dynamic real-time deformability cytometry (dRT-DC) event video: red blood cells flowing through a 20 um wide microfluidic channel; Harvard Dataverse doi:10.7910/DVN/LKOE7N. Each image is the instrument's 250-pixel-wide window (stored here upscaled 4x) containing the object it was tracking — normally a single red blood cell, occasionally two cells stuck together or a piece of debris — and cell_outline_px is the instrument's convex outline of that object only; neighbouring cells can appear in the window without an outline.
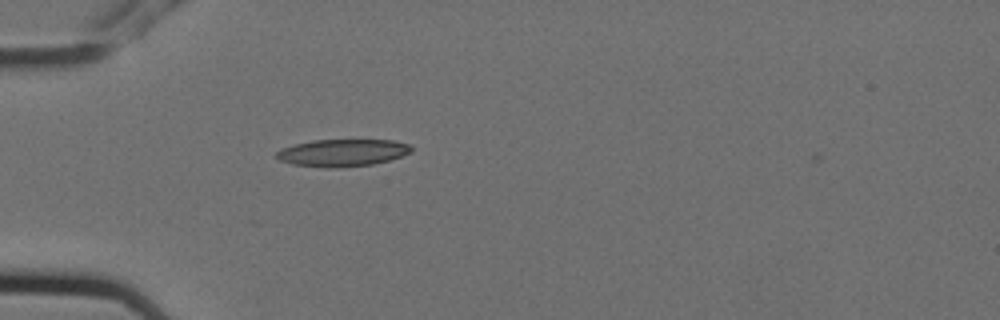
{"species": "Egyptian fruit bat (a non-hibernating species)", "species_latin": "Rousettus aegyptiacus", "temperature_condition": "cold", "stored_images_in_passage": 1, "camera_frame_rate_fps": 3000, "um_per_image_px": 0.085, "animal": {"sex": "female"}, "frame": {"image": 1, "passage_image": 1, "time_ms": 0.0, "image_size_px": [1000, 320], "cell_outline_px": [[412, 152], [388, 160], [372, 164], [332, 168], [328, 168], [292, 164], [280, 160], [276, 156], [276, 152], [280, 148], [292, 144], [312, 140], [392, 140], [412, 144]], "centroid_in_image_um": [29.09, 12.97], "position_along_channel_um": 55.9, "area_um2": 21.44}}